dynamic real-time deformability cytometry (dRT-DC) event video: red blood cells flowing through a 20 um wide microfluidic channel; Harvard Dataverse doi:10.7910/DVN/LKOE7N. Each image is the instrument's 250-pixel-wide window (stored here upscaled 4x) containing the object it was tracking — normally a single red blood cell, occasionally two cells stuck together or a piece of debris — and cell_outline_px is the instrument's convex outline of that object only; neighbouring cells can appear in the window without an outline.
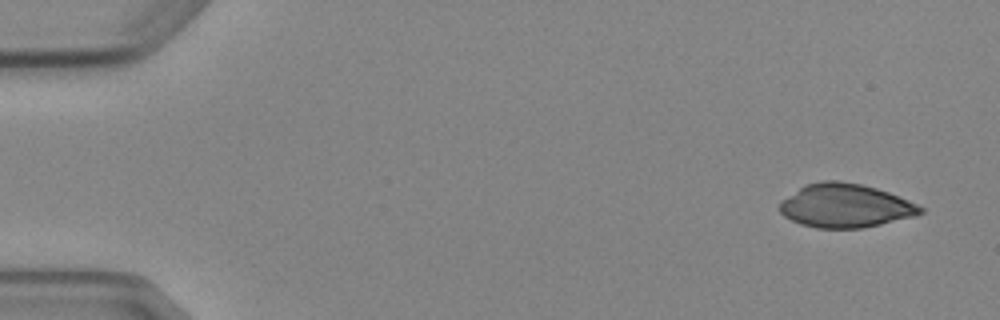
{"species": "Egyptian fruit bat (a non-hibernating species)", "species_latin": "Rousettus aegyptiacus", "temperature_condition": "cold", "stored_images_in_passage": 5, "segment_of_instrument_passage": [1, 2], "camera_frame_rate_fps": 3000, "um_per_image_px": 0.085, "animal": {"sex": "female"}, "frame": {"image": 1, "passage_image": 1, "time_ms": 0.0, "image_size_px": [1000, 320], "cell_outline_px": [[924, 212], [916, 216], [864, 228], [816, 228], [800, 224], [784, 216], [780, 212], [780, 200], [804, 184], [820, 180], [840, 180], [860, 184], [876, 188], [888, 192], [908, 200], [924, 208]], "centroid_in_image_um": [71.83, 17.48], "position_along_channel_um": 13.2, "area_um2": 36.07}}